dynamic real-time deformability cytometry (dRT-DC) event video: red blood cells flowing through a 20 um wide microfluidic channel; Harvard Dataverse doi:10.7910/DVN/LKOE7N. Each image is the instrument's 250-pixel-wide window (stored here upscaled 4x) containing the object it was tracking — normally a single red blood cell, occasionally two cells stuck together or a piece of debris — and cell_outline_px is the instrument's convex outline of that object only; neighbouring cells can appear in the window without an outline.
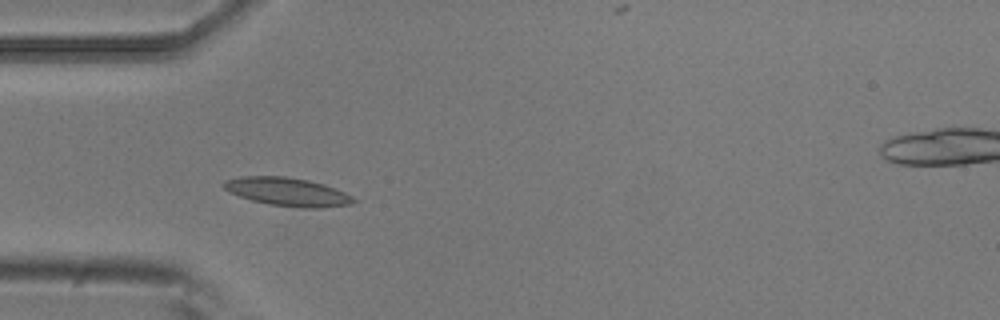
{"species": "common noctule bat (a hibernating species)", "species_latin": "Nyctalus noctula", "temperature_condition": "room temperature", "stored_images_in_passage": 5, "camera_frame_rate_fps": 3000, "um_per_image_px": 0.085, "animal": {"sex": "male", "body_mass_g": 20.5, "forearm_length_mm": 52.5}, "frame": {"image": 1, "passage_image": 4, "time_ms": 1.0, "image_size_px": [1000, 320], "cell_outline_px": [[356, 200], [348, 204], [324, 208], [304, 208], [268, 204], [252, 200], [240, 196], [224, 188], [220, 184], [224, 180], [240, 176], [284, 176], [308, 180], [324, 184], [344, 192], [352, 196]], "centroid_in_image_um": [24.41, 16.3], "position_along_channel_um": 60.6, "area_um2": 21.33}}
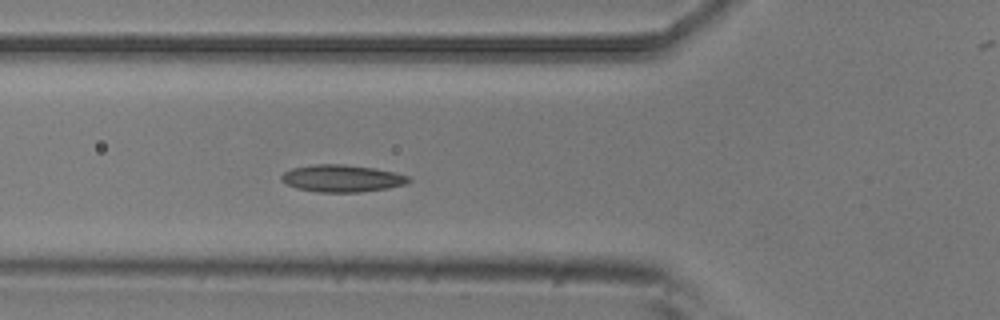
{"frame": {"image": 2, "passage_image": 5, "time_ms": 1.333, "image_size_px": [1000, 320], "cell_outline_px": [[412, 180], [408, 184], [388, 188], [360, 192], [320, 192], [296, 188], [280, 180], [280, 176], [284, 172], [292, 168], [316, 164], [344, 164], [376, 168], [396, 172], [408, 176]], "centroid_in_image_um": [29.1, 15.16], "position_along_channel_um": 96.7, "area_um2": 20.29}}